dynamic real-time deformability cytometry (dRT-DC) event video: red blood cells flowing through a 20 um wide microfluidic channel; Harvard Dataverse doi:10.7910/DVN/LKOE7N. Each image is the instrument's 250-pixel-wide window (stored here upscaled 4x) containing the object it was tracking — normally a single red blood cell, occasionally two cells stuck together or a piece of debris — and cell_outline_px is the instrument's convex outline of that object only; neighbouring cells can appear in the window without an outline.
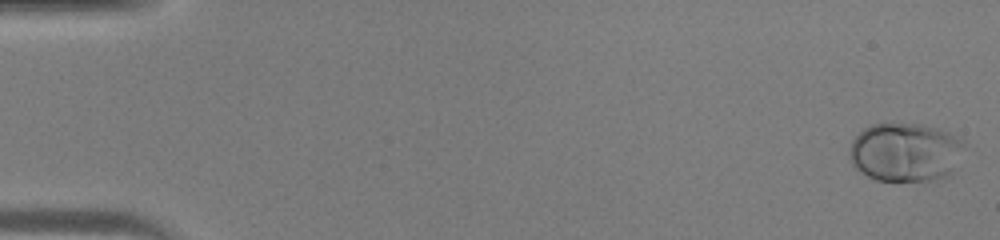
{"species": "human", "species_latin": "Homo sapiens", "temperature_condition": "warm", "stored_images_in_passage": 45, "camera_frame_rate_fps": 3000, "um_per_image_px": 0.085, "donor": {"sex": "male"}, "frame": {"image": 1, "passage_image": 1, "time_ms": 0.0, "image_size_px": [1000, 240], "cell_outline_px": [[964, 144], [952, 172], [948, 176], [932, 180], [876, 180], [868, 176], [856, 168], [852, 164], [848, 152], [848, 148], [852, 140], [864, 128], [872, 124], [920, 124], [936, 128], [948, 132], [964, 140]], "centroid_in_image_um": [76.92, 12.93], "position_along_channel_um": 8.1, "area_um2": 39.07}}
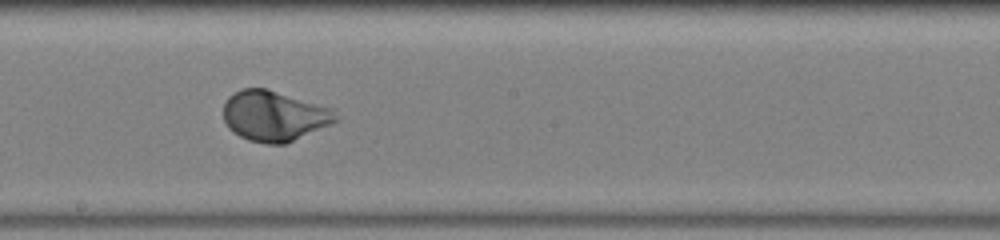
{"frame": {"image": 2, "passage_image": 26, "time_ms": 8.333, "image_size_px": [1000, 240], "cell_outline_px": [[340, 120], [332, 124], [284, 144], [264, 144], [248, 140], [240, 136], [228, 128], [224, 120], [224, 104], [228, 96], [240, 88], [268, 88], [332, 108]], "centroid_in_image_um": [23.3, 9.84], "position_along_channel_um": 224.9, "area_um2": 33.18}}
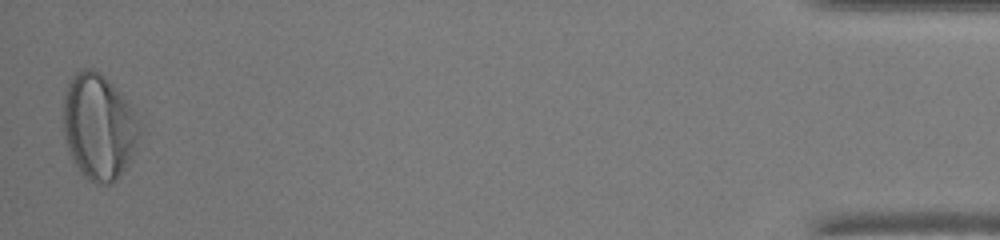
{"frame": {"image": 3, "passage_image": 45, "time_ms": 14.667, "image_size_px": [1000, 240], "cell_outline_px": [[140, 132], [132, 160], [116, 180], [108, 184], [96, 184], [88, 180], [80, 172], [72, 160], [64, 136], [64, 96], [68, 80], [76, 72], [84, 68], [92, 68], [104, 76], [120, 92], [132, 108], [140, 128]], "centroid_in_image_um": [8.39, 10.79], "position_along_channel_um": 426.8, "area_um2": 47.05}}